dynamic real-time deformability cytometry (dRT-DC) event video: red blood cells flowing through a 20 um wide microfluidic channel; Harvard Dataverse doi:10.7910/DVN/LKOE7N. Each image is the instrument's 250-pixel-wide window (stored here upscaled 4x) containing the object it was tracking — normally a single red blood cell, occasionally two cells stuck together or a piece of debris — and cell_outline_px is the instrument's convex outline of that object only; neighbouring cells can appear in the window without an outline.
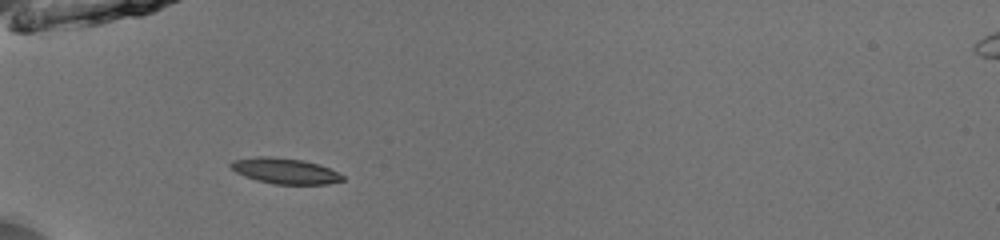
{"species": "common noctule bat (a hibernating species)", "species_latin": "Nyctalus noctula", "temperature_condition": "room temperature", "stored_images_in_passage": 35, "camera_frame_rate_fps": 3000, "um_per_image_px": 0.085, "animal": {"sex": "male", "body_mass_g": 13.0, "forearm_length_mm": 53.1}, "frame": {"image": 1, "passage_image": 1, "time_ms": 0.0, "image_size_px": [1000, 240], "cell_outline_px": [[344, 180], [328, 184], [276, 184], [256, 180], [244, 176], [236, 172], [228, 164], [232, 160], [256, 156], [272, 156], [304, 160], [320, 164], [344, 176]], "centroid_in_image_um": [24.2, 14.51], "position_along_channel_um": 60.8, "area_um2": 16.82}}
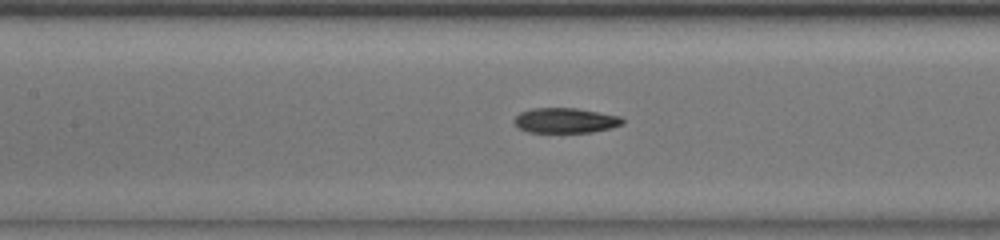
{"frame": {"image": 2, "passage_image": 9, "time_ms": 2.667, "image_size_px": [1000, 240], "cell_outline_px": [[624, 124], [612, 128], [592, 132], [528, 132], [520, 128], [512, 120], [520, 112], [532, 108], [576, 108], [620, 116], [624, 120]], "centroid_in_image_um": [48.07, 10.24], "position_along_channel_um": 159.3, "area_um2": 15.84}}
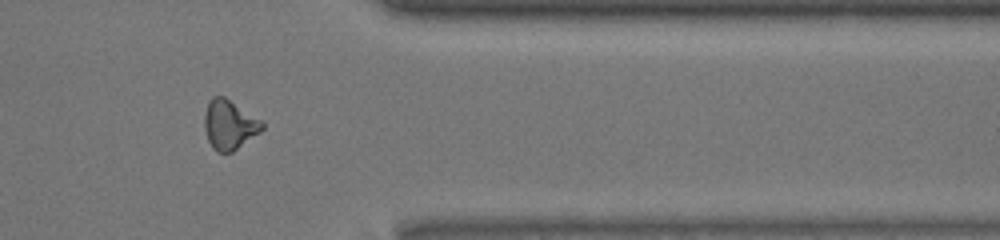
{"frame": {"image": 3, "passage_image": 27, "time_ms": 8.667, "image_size_px": [1000, 240], "cell_outline_px": [[264, 128], [260, 132], [232, 152], [216, 152], [212, 148], [208, 140], [204, 128], [204, 116], [208, 100], [212, 96], [224, 96], [260, 120], [264, 124]], "centroid_in_image_um": [19.46, 10.6], "position_along_channel_um": 391.9, "area_um2": 16.53}, "authors_computed_cell_mechanics": {"area_um2": 16.2418, "velocity_mm_per_s": 3.9849, "shape_relaxation_time_tau1_ms": 7.6534, "shape_relaxation_time_tau2_ms": 3.6434, "deformation_change_tau1": 0.1989, "deformation_change_tau2": 0.1097}}